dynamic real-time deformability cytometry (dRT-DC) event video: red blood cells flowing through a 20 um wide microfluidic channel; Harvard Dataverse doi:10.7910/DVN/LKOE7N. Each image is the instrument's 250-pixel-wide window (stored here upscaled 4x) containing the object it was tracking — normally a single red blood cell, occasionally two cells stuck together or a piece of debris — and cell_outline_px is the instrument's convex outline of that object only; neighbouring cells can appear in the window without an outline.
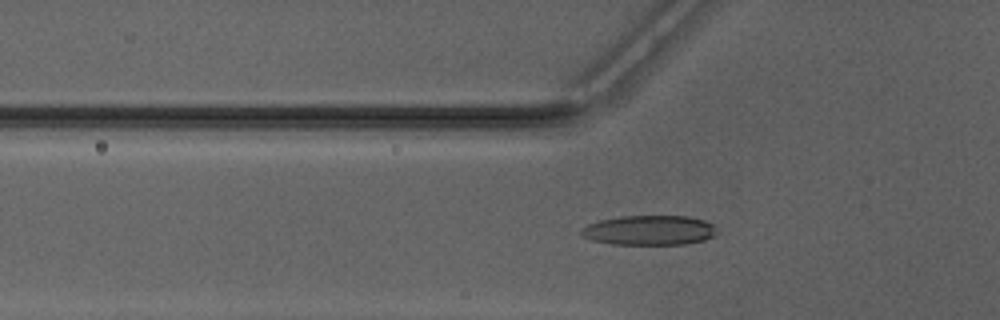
{"species": "Egyptian fruit bat (a non-hibernating species)", "species_latin": "Rousettus aegyptiacus", "temperature_condition": "warm", "stored_images_in_passage": 48, "camera_frame_rate_fps": 3000, "um_per_image_px": 0.085, "animal": {"sex": "male"}, "frame": {"image": 1, "passage_image": 18, "time_ms": 5.667, "image_size_px": [1000, 320], "cell_outline_px": [[712, 236], [704, 240], [684, 244], [612, 244], [592, 240], [584, 236], [580, 232], [580, 228], [588, 224], [600, 220], [620, 216], [688, 216], [704, 220], [712, 224]], "centroid_in_image_um": [55.12, 19.56], "position_along_channel_um": 70.7, "area_um2": 23.18}}
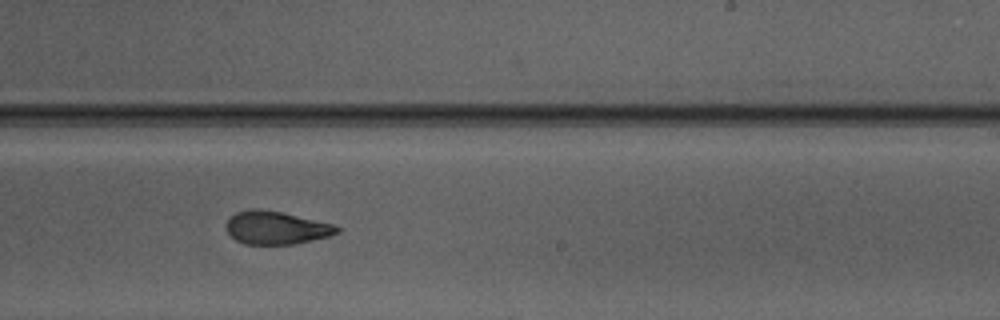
{"frame": {"image": 2, "passage_image": 32, "time_ms": 10.333, "image_size_px": [1000, 320], "cell_outline_px": [[340, 232], [332, 236], [292, 244], [244, 244], [236, 240], [228, 232], [228, 220], [236, 212], [248, 208], [256, 208], [280, 212], [332, 224], [340, 228]], "centroid_in_image_um": [23.49, 19.36], "position_along_channel_um": 265.5, "area_um2": 21.04}}
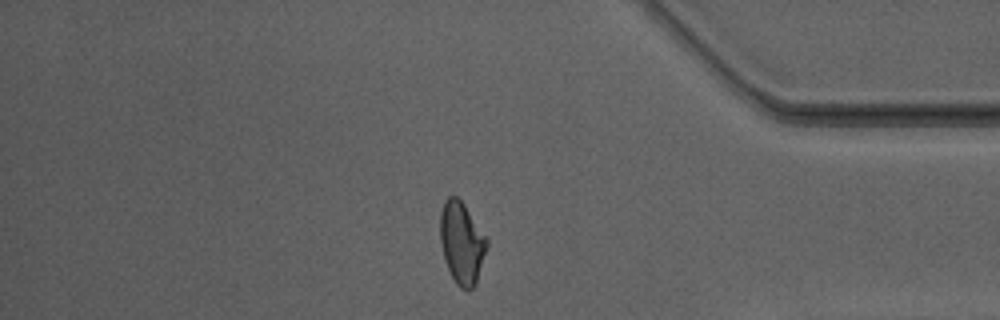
{"frame": {"image": 3, "passage_image": 43, "time_ms": 14.0, "image_size_px": [1000, 320], "cell_outline_px": [[488, 244], [476, 284], [468, 292], [460, 288], [456, 284], [444, 260], [440, 240], [440, 212], [444, 200], [448, 196], [456, 196], [464, 204], [488, 240]], "centroid_in_image_um": [39.24, 20.65], "position_along_channel_um": 396.0, "area_um2": 22.31}}